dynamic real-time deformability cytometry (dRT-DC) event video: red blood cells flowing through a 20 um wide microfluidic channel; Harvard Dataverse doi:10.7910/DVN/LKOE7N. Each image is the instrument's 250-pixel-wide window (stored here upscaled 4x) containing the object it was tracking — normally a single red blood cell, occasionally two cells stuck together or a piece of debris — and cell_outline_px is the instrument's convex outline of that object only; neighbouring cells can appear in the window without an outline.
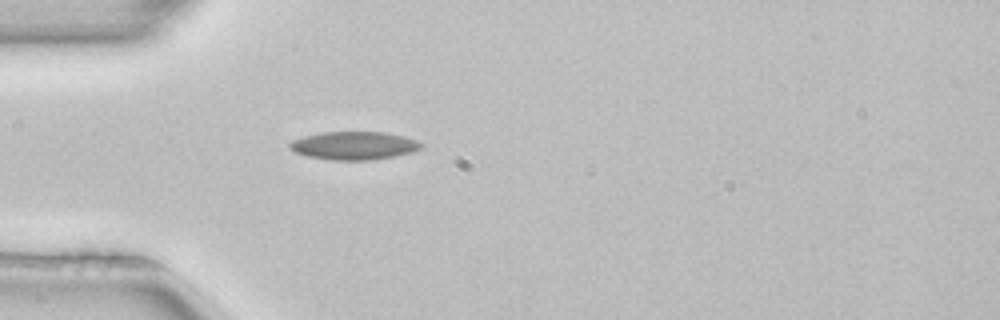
{"species": "common noctule bat (a hibernating species)", "species_latin": "Nyctalus noctula", "temperature_condition": "room temperature", "stored_images_in_passage": 1, "camera_frame_rate_fps": 3000, "um_per_image_px": 0.085, "animal": {"sex": "female", "body_mass_g": 22.7, "forearm_length_mm": 54.2}, "frame": {"image": 1, "passage_image": 1, "time_ms": 0.0, "image_size_px": [1000, 320], "cell_outline_px": [[424, 144], [420, 148], [412, 152], [372, 160], [332, 160], [308, 156], [296, 152], [288, 148], [288, 144], [292, 140], [304, 136], [320, 132], [384, 132], [404, 136], [416, 140]], "centroid_in_image_um": [30.07, 12.37], "position_along_channel_um": 54.9, "area_um2": 21.5}}